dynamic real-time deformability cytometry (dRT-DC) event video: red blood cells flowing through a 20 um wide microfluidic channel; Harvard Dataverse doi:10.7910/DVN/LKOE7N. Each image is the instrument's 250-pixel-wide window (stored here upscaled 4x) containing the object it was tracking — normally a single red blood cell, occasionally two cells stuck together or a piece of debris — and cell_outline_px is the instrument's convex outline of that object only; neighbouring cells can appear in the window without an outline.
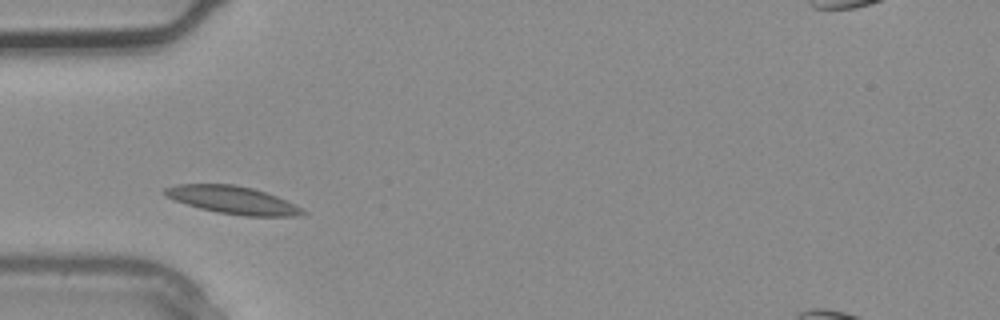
{"species": "common noctule bat (a hibernating species)", "species_latin": "Nyctalus noctula", "temperature_condition": "warm", "stored_images_in_passage": 1, "camera_frame_rate_fps": 3000, "um_per_image_px": 0.085, "animal": {"sex": "male", "body_mass_g": 20.4}, "frame": {"image": 1, "passage_image": 1, "time_ms": 0.0, "image_size_px": [1000, 320], "cell_outline_px": [[308, 212], [296, 216], [244, 216], [216, 212], [200, 208], [164, 196], [164, 188], [176, 184], [232, 184], [252, 188], [276, 196]], "centroid_in_image_um": [19.74, 17.0], "position_along_channel_um": 65.3, "area_um2": 21.91}}